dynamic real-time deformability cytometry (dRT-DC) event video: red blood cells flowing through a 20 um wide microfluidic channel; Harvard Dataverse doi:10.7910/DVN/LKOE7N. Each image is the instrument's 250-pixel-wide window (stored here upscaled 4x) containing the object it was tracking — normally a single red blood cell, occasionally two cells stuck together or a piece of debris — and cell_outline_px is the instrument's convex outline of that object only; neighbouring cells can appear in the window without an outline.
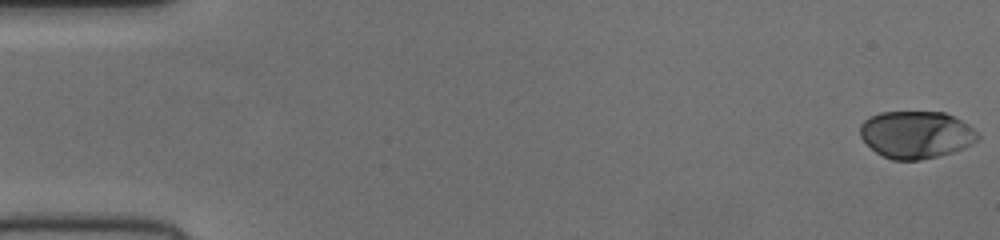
{"species": "human", "species_latin": "Homo sapiens", "temperature_condition": "cold", "stored_images_in_passage": 53, "camera_frame_rate_fps": 3000, "um_per_image_px": 0.085, "donor": {"sex": "female"}, "frame": {"image": 1, "passage_image": 1, "time_ms": 0.0, "image_size_px": [1000, 240], "cell_outline_px": [[980, 136], [972, 144], [964, 148], [952, 152], [920, 160], [892, 160], [876, 152], [860, 136], [860, 124], [864, 120], [880, 112], [944, 112], [968, 124]], "centroid_in_image_um": [77.86, 11.44], "position_along_channel_um": 7.1, "area_um2": 32.19}}
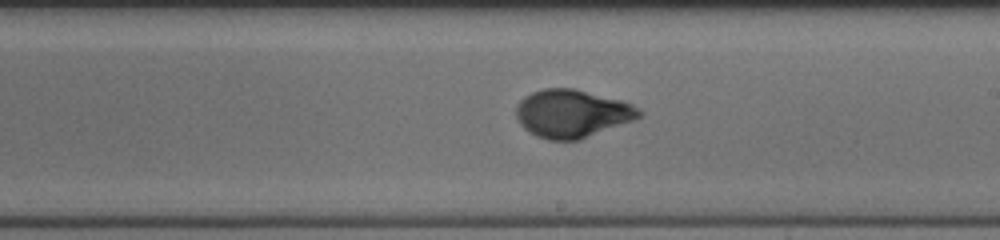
{"frame": {"image": 2, "passage_image": 31, "time_ms": 10.0, "image_size_px": [1000, 240], "cell_outline_px": [[644, 112], [636, 120], [580, 140], [548, 140], [536, 136], [528, 132], [520, 124], [516, 116], [516, 104], [524, 96], [532, 92], [544, 88], [572, 88], [620, 100], [632, 104], [640, 108]], "centroid_in_image_um": [48.63, 9.66], "position_along_channel_um": 240.4, "area_um2": 34.68}}
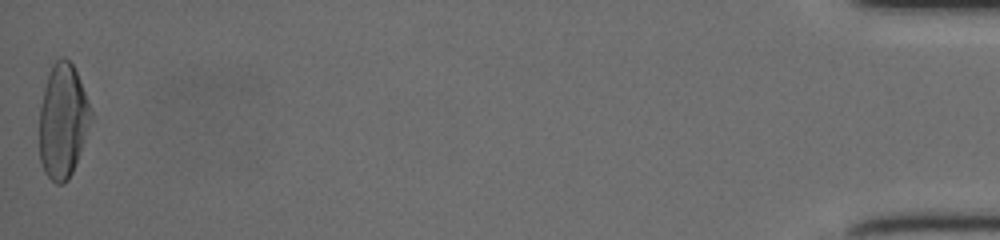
{"frame": {"image": 3, "passage_image": 53, "time_ms": 17.333, "image_size_px": [1000, 240], "cell_outline_px": [[92, 116], [72, 172], [68, 180], [64, 184], [56, 184], [44, 172], [40, 160], [40, 108], [44, 88], [48, 72], [52, 64], [60, 56], [64, 56], [72, 64], [80, 80], [92, 112]], "centroid_in_image_um": [5.32, 10.26], "position_along_channel_um": 429.9, "area_um2": 33.87}}